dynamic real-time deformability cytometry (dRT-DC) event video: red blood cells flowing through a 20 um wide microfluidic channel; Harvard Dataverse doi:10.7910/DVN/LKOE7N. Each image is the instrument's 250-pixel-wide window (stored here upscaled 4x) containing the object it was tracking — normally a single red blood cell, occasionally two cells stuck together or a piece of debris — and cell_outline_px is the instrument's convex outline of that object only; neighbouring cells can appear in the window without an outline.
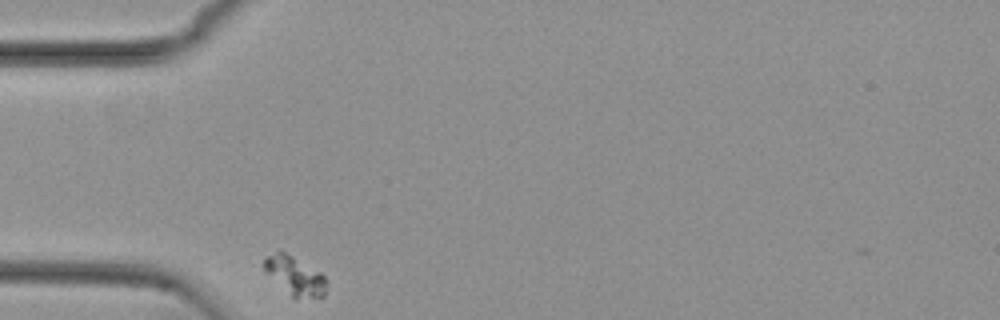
{"species": "common noctule bat (a hibernating species)", "species_latin": "Nyctalus noctula", "temperature_condition": "cold", "stored_images_in_passage": 33, "camera_frame_rate_fps": 3000, "um_per_image_px": 0.085, "animal": {"sex": "female", "body_mass_g": 29.2, "forearm_length_mm": 56.3}, "frame": {"image": 1, "passage_image": 1, "time_ms": 0.0, "image_size_px": [1000, 320], "cell_outline_px": [[324, 296], [296, 300], [264, 268], [264, 260], [268, 256], [280, 248], [320, 272], [324, 276]], "centroid_in_image_um": [25.08, 23.41], "position_along_channel_um": 59.9, "area_um2": 13.58}}
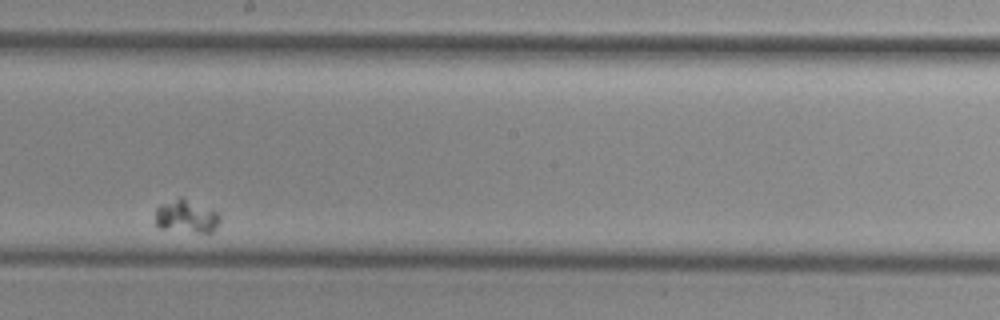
{"frame": {"image": 2, "passage_image": 19, "time_ms": 6.0, "image_size_px": [1000, 320], "cell_outline_px": [[220, 220], [216, 228], [212, 232], [196, 232], [160, 228], [156, 224], [156, 208], [180, 196], [216, 212], [220, 216]], "centroid_in_image_um": [15.85, 18.4], "position_along_channel_um": 232.4, "area_um2": 12.02}}
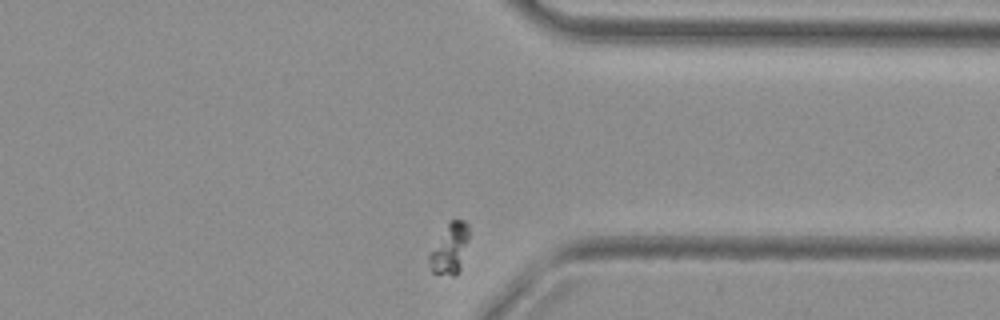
{"frame": {"image": 3, "passage_image": 33, "time_ms": 10.667, "image_size_px": [1000, 320], "cell_outline_px": [[468, 240], [460, 268], [456, 276], [452, 276], [432, 272], [428, 260], [428, 256], [448, 224], [452, 220], [464, 220], [468, 224]], "centroid_in_image_um": [38.24, 21.17], "position_along_channel_um": 373.2, "area_um2": 11.21}}